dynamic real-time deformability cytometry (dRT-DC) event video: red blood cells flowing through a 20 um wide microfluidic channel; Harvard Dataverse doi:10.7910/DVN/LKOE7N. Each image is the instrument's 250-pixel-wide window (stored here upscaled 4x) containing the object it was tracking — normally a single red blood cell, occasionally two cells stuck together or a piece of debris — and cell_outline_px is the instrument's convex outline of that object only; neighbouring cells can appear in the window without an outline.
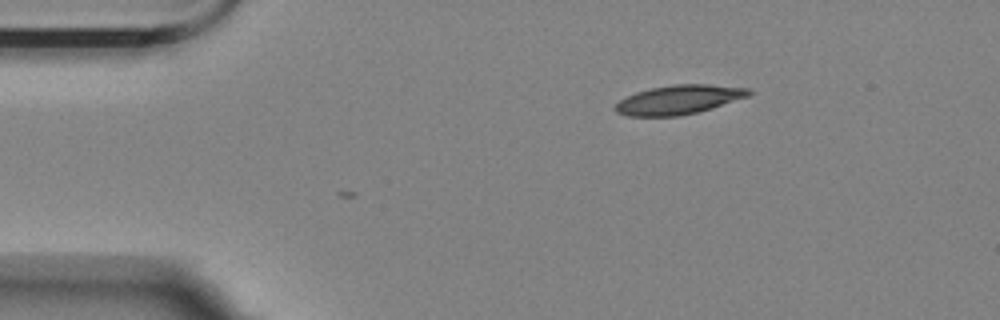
{"species": "Egyptian fruit bat (a non-hibernating species)", "species_latin": "Rousettus aegyptiacus", "temperature_condition": "room temperature", "stored_images_in_passage": 5, "camera_frame_rate_fps": 3000, "um_per_image_px": 0.085, "animal": {"sex": "female"}, "frame": {"image": 1, "passage_image": 5, "time_ms": 1.333, "image_size_px": [1000, 320], "cell_outline_px": [[752, 92], [748, 96], [712, 108], [696, 112], [676, 116], [628, 116], [616, 112], [612, 108], [620, 100], [636, 92], [652, 88], [672, 84], [708, 84], [748, 88]], "centroid_in_image_um": [57.67, 8.47], "position_along_channel_um": 27.3, "area_um2": 22.48}}